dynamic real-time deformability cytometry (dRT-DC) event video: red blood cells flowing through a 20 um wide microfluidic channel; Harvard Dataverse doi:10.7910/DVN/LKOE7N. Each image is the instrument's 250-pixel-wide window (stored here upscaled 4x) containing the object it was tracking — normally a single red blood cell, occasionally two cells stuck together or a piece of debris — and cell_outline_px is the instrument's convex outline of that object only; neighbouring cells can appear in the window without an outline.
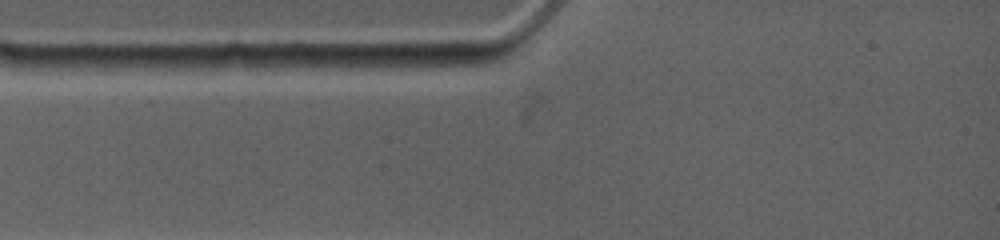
{"species": "common noctule bat (a hibernating species)", "species_latin": "Nyctalus noctula", "temperature_condition": "warm", "stored_images_in_passage": 3, "camera_frame_rate_fps": 4500, "um_per_image_px": 0.085, "animal": {"sex": "female", "body_mass_g": 19.0, "forearm_length_mm": 53.3}, "frame": {"image": 1, "passage_image": 2, "time_ms": 0.444, "image_size_px": [1000, 240], "cell_outline_px": [[420, 64], [396, 72], [256, 72], [256, 68], [260, 64], [320, 56], [416, 56]], "centroid_in_image_um": [29.06, 5.48], "position_along_channel_um": 55.9, "area_um2": 16.13}}